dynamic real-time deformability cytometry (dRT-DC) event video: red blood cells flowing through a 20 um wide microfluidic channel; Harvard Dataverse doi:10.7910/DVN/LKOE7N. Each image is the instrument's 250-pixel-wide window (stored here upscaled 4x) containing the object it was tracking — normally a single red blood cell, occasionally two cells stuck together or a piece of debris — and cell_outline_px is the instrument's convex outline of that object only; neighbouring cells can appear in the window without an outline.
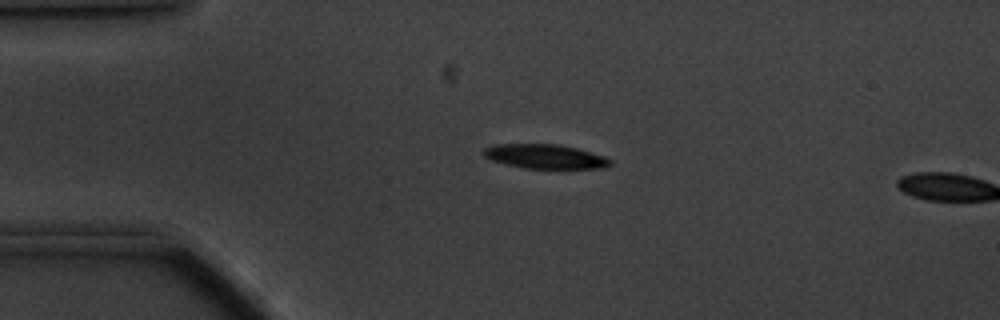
{"species": "common noctule bat (a hibernating species)", "species_latin": "Nyctalus noctula", "temperature_condition": "cold", "stored_images_in_passage": 3, "camera_frame_rate_fps": 3000, "um_per_image_px": 0.085, "animal": {"sex": "male", "body_mass_g": 20.1, "forearm_length_mm": 53.5}, "frame": {"image": 1, "passage_image": 1, "time_ms": 0.0, "image_size_px": [1000, 320], "cell_outline_px": [[612, 164], [604, 168], [524, 168], [492, 160], [484, 156], [484, 148], [492, 144], [560, 144], [576, 148], [604, 156], [612, 160]], "centroid_in_image_um": [46.35, 13.29], "position_along_channel_um": 38.7, "area_um2": 17.8}}